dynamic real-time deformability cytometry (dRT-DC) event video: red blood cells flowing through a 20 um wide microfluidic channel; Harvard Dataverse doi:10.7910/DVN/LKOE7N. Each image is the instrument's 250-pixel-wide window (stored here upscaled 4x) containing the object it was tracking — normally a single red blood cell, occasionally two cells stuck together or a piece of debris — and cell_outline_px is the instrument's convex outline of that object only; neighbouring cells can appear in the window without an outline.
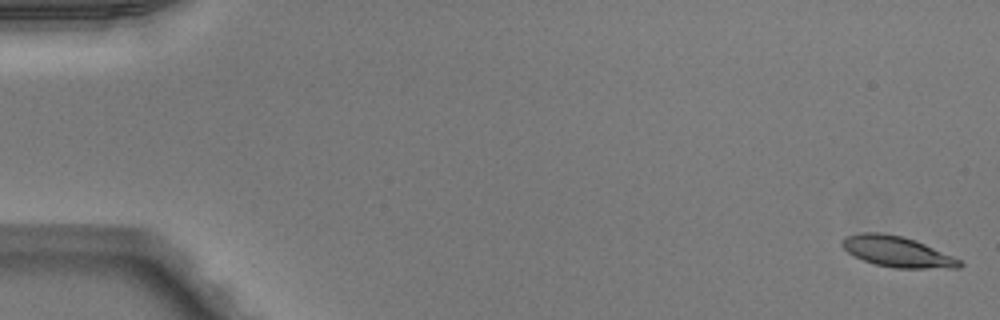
{"species": "Egyptian fruit bat (a non-hibernating species)", "species_latin": "Rousettus aegyptiacus", "temperature_condition": "warm", "stored_images_in_passage": 51, "camera_frame_rate_fps": 3000, "um_per_image_px": 0.085, "animal": {"sex": "male"}, "frame": {"image": 1, "passage_image": 1, "time_ms": 0.0, "image_size_px": [1000, 320], "cell_outline_px": [[964, 264], [960, 268], [896, 268], [876, 264], [864, 260], [848, 252], [840, 244], [844, 236], [860, 232], [880, 232], [904, 236], [916, 240], [952, 256], [960, 260]], "centroid_in_image_um": [76.25, 21.37], "position_along_channel_um": 8.8, "area_um2": 20.98}}
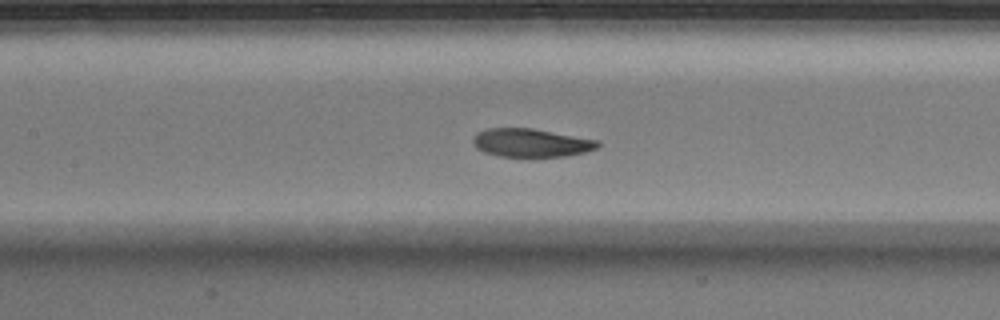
{"frame": {"image": 2, "passage_image": 24, "time_ms": 7.667, "image_size_px": [1000, 320], "cell_outline_px": [[600, 144], [596, 148], [584, 152], [564, 156], [500, 156], [484, 152], [476, 148], [472, 140], [480, 132], [488, 128], [532, 128], [600, 140]], "centroid_in_image_um": [45.17, 12.13], "position_along_channel_um": 162.2, "area_um2": 20.35}}
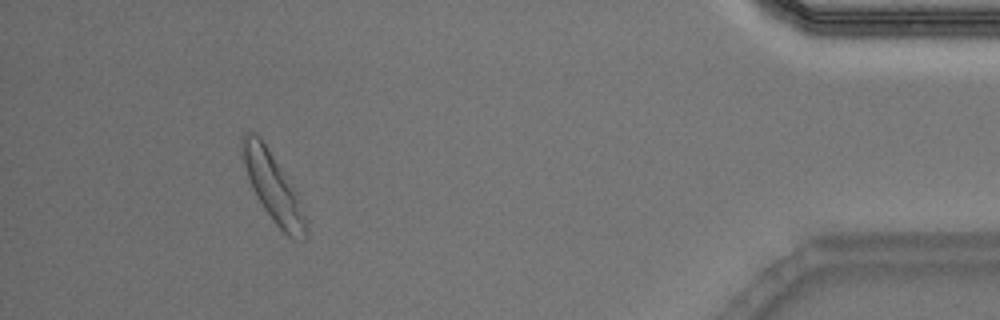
{"frame": {"image": 3, "passage_image": 47, "time_ms": 15.333, "image_size_px": [1000, 320], "cell_outline_px": [[308, 228], [304, 240], [292, 240], [272, 220], [256, 196], [252, 188], [244, 164], [240, 144], [240, 136], [244, 132], [252, 132], [260, 136], [308, 220]], "centroid_in_image_um": [23.15, 15.95], "position_along_channel_um": 412.0, "area_um2": 24.04}, "authors_computed_cell_mechanics": {"area_um2": 21.3282, "velocity_mm_per_s": 3.9977, "shape_relaxation_time_tau1_ms": 2.5383, "shape_relaxation_time_tau2_ms": null, "deformation_change_tau1": 0.1537, "deformation_change_tau2": null}}